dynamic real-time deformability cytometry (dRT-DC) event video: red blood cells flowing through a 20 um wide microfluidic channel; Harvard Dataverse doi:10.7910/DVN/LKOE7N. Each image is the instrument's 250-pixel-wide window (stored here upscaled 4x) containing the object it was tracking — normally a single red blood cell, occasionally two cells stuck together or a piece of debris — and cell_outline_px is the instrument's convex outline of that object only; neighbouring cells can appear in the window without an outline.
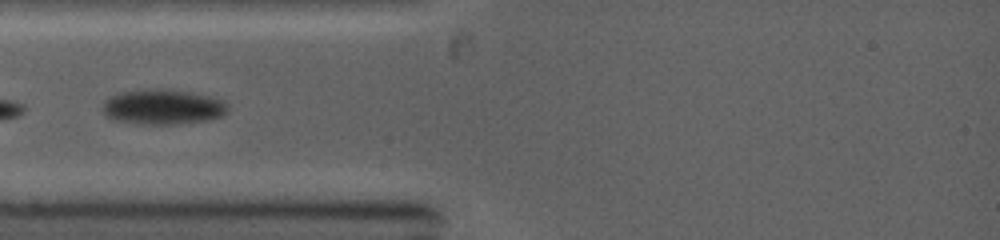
{"species": "common noctule bat (a hibernating species)", "species_latin": "Nyctalus noctula", "temperature_condition": "warm", "stored_images_in_passage": 7, "camera_frame_rate_fps": 5000, "um_per_image_px": 0.085, "animal": {"sex": "female", "body_mass_g": 19.0, "forearm_length_mm": 53.3}, "frame": {"image": 1, "passage_image": 1, "time_ms": 0.0, "image_size_px": [1000, 240], "cell_outline_px": [[228, 112], [224, 116], [208, 120], [176, 124], [148, 124], [112, 120], [100, 108], [104, 100], [108, 96], [120, 92], [156, 88], [188, 92], [208, 96], [220, 100], [228, 104]], "centroid_in_image_um": [13.81, 9.09], "position_along_channel_um": 71.2, "area_um2": 25.66}}
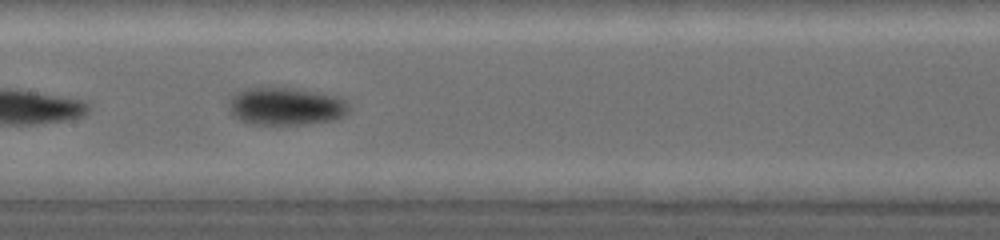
{"frame": {"image": 2, "passage_image": 4, "time_ms": 2.6, "image_size_px": [1000, 240], "cell_outline_px": [[352, 108], [344, 116], [332, 120], [304, 124], [256, 124], [232, 116], [228, 104], [228, 100], [236, 92], [244, 88], [292, 88], [340, 96]], "centroid_in_image_um": [24.32, 9.03], "position_along_channel_um": 183.1, "area_um2": 26.36}}
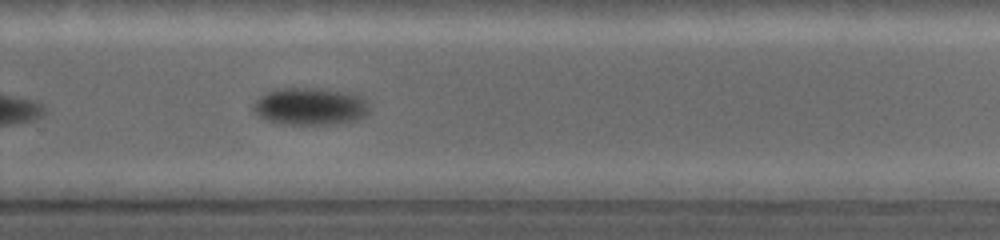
{"frame": {"image": 3, "passage_image": 7, "time_ms": 5.4, "image_size_px": [1000, 240], "cell_outline_px": [[368, 112], [364, 116], [356, 120], [336, 124], [280, 124], [268, 120], [260, 116], [256, 112], [256, 100], [260, 96], [268, 92], [280, 88], [320, 88], [348, 92], [360, 96], [368, 100]], "centroid_in_image_um": [26.43, 9.04], "position_along_channel_um": 303.4, "area_um2": 25.09}}